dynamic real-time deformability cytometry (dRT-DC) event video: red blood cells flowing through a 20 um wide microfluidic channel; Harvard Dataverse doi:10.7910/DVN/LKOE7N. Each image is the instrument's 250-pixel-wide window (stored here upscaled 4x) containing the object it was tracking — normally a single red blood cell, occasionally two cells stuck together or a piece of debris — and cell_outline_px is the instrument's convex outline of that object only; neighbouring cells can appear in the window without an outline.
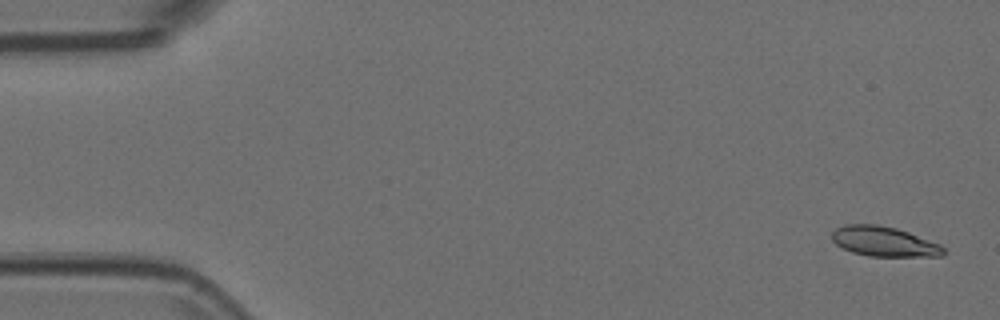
{"species": "Egyptian fruit bat (a non-hibernating species)", "species_latin": "Rousettus aegyptiacus", "temperature_condition": "room temperature", "stored_images_in_passage": 5, "camera_frame_rate_fps": 3000, "um_per_image_px": 0.085, "animal": {"sex": "female"}, "frame": {"image": 1, "passage_image": 2, "time_ms": 0.333, "image_size_px": [1000, 320], "cell_outline_px": [[948, 252], [944, 256], [868, 256], [852, 252], [836, 244], [832, 240], [832, 232], [836, 228], [844, 224], [876, 224], [896, 228], [908, 232], [940, 244]], "centroid_in_image_um": [75.16, 20.53], "position_along_channel_um": 9.8, "area_um2": 19.48}}